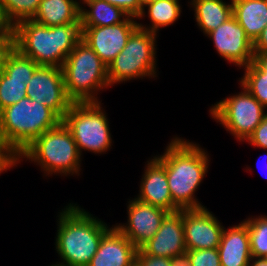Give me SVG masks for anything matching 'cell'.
I'll return each instance as SVG.
<instances>
[{"label":"cell","instance_id":"cell-40","mask_svg":"<svg viewBox=\"0 0 267 266\" xmlns=\"http://www.w3.org/2000/svg\"><path fill=\"white\" fill-rule=\"evenodd\" d=\"M264 156H265V155H264ZM266 156H267V154H266ZM263 160H264V159H263ZM265 160H266V164H265L266 166H265V167H266V169H267V159H265ZM259 162H260V161H259ZM259 162H258V163H259ZM258 163H257V164H258ZM258 165H259V164H258ZM265 167H264V168H265Z\"/></svg>","mask_w":267,"mask_h":266},{"label":"cell","instance_id":"cell-8","mask_svg":"<svg viewBox=\"0 0 267 266\" xmlns=\"http://www.w3.org/2000/svg\"><path fill=\"white\" fill-rule=\"evenodd\" d=\"M101 102L72 103L62 119L76 142L82 156L83 151L103 154L112 146L109 119Z\"/></svg>","mask_w":267,"mask_h":266},{"label":"cell","instance_id":"cell-31","mask_svg":"<svg viewBox=\"0 0 267 266\" xmlns=\"http://www.w3.org/2000/svg\"><path fill=\"white\" fill-rule=\"evenodd\" d=\"M135 263L137 266H170V258L146 254L137 249Z\"/></svg>","mask_w":267,"mask_h":266},{"label":"cell","instance_id":"cell-29","mask_svg":"<svg viewBox=\"0 0 267 266\" xmlns=\"http://www.w3.org/2000/svg\"><path fill=\"white\" fill-rule=\"evenodd\" d=\"M19 165V155L0 136V174Z\"/></svg>","mask_w":267,"mask_h":266},{"label":"cell","instance_id":"cell-1","mask_svg":"<svg viewBox=\"0 0 267 266\" xmlns=\"http://www.w3.org/2000/svg\"><path fill=\"white\" fill-rule=\"evenodd\" d=\"M163 154L155 155L164 165L173 203L180 210L201 209L195 192L208 172L210 156L195 142L177 136L170 139Z\"/></svg>","mask_w":267,"mask_h":266},{"label":"cell","instance_id":"cell-5","mask_svg":"<svg viewBox=\"0 0 267 266\" xmlns=\"http://www.w3.org/2000/svg\"><path fill=\"white\" fill-rule=\"evenodd\" d=\"M61 121L52 109L25 97L0 111V136L19 155Z\"/></svg>","mask_w":267,"mask_h":266},{"label":"cell","instance_id":"cell-13","mask_svg":"<svg viewBox=\"0 0 267 266\" xmlns=\"http://www.w3.org/2000/svg\"><path fill=\"white\" fill-rule=\"evenodd\" d=\"M206 36L212 39L220 57L235 64L239 69L253 61V42L233 16Z\"/></svg>","mask_w":267,"mask_h":266},{"label":"cell","instance_id":"cell-32","mask_svg":"<svg viewBox=\"0 0 267 266\" xmlns=\"http://www.w3.org/2000/svg\"><path fill=\"white\" fill-rule=\"evenodd\" d=\"M14 25L7 18L0 2V44H13Z\"/></svg>","mask_w":267,"mask_h":266},{"label":"cell","instance_id":"cell-19","mask_svg":"<svg viewBox=\"0 0 267 266\" xmlns=\"http://www.w3.org/2000/svg\"><path fill=\"white\" fill-rule=\"evenodd\" d=\"M217 249L221 266H249L252 256L247 225L241 221L224 228Z\"/></svg>","mask_w":267,"mask_h":266},{"label":"cell","instance_id":"cell-24","mask_svg":"<svg viewBox=\"0 0 267 266\" xmlns=\"http://www.w3.org/2000/svg\"><path fill=\"white\" fill-rule=\"evenodd\" d=\"M179 3V0H156L152 4H149L141 11L137 20L144 19L147 15L151 23L148 24L149 26L138 23V27L157 34L160 28L163 29L173 25L180 18L182 12ZM146 9L148 12H146Z\"/></svg>","mask_w":267,"mask_h":266},{"label":"cell","instance_id":"cell-35","mask_svg":"<svg viewBox=\"0 0 267 266\" xmlns=\"http://www.w3.org/2000/svg\"><path fill=\"white\" fill-rule=\"evenodd\" d=\"M170 266H192L189 253L186 250L183 253L176 254L170 258Z\"/></svg>","mask_w":267,"mask_h":266},{"label":"cell","instance_id":"cell-2","mask_svg":"<svg viewBox=\"0 0 267 266\" xmlns=\"http://www.w3.org/2000/svg\"><path fill=\"white\" fill-rule=\"evenodd\" d=\"M57 217L55 250L62 262L51 266H87L111 227L75 203L65 206Z\"/></svg>","mask_w":267,"mask_h":266},{"label":"cell","instance_id":"cell-33","mask_svg":"<svg viewBox=\"0 0 267 266\" xmlns=\"http://www.w3.org/2000/svg\"><path fill=\"white\" fill-rule=\"evenodd\" d=\"M111 5L119 7L131 17L138 18L140 15L139 0H104Z\"/></svg>","mask_w":267,"mask_h":266},{"label":"cell","instance_id":"cell-6","mask_svg":"<svg viewBox=\"0 0 267 266\" xmlns=\"http://www.w3.org/2000/svg\"><path fill=\"white\" fill-rule=\"evenodd\" d=\"M65 91L73 103L101 102L98 92L109 88L108 66L82 39L62 65Z\"/></svg>","mask_w":267,"mask_h":266},{"label":"cell","instance_id":"cell-15","mask_svg":"<svg viewBox=\"0 0 267 266\" xmlns=\"http://www.w3.org/2000/svg\"><path fill=\"white\" fill-rule=\"evenodd\" d=\"M186 250L218 248L224 226L207 208L182 210Z\"/></svg>","mask_w":267,"mask_h":266},{"label":"cell","instance_id":"cell-38","mask_svg":"<svg viewBox=\"0 0 267 266\" xmlns=\"http://www.w3.org/2000/svg\"><path fill=\"white\" fill-rule=\"evenodd\" d=\"M249 266H267V260L265 258H252Z\"/></svg>","mask_w":267,"mask_h":266},{"label":"cell","instance_id":"cell-25","mask_svg":"<svg viewBox=\"0 0 267 266\" xmlns=\"http://www.w3.org/2000/svg\"><path fill=\"white\" fill-rule=\"evenodd\" d=\"M252 217L243 220L249 232L251 256L264 258L267 255V215Z\"/></svg>","mask_w":267,"mask_h":266},{"label":"cell","instance_id":"cell-7","mask_svg":"<svg viewBox=\"0 0 267 266\" xmlns=\"http://www.w3.org/2000/svg\"><path fill=\"white\" fill-rule=\"evenodd\" d=\"M157 35L139 27L131 34L121 53L108 65L110 87L129 80L158 76Z\"/></svg>","mask_w":267,"mask_h":266},{"label":"cell","instance_id":"cell-36","mask_svg":"<svg viewBox=\"0 0 267 266\" xmlns=\"http://www.w3.org/2000/svg\"><path fill=\"white\" fill-rule=\"evenodd\" d=\"M252 63L265 75H267V52L254 53Z\"/></svg>","mask_w":267,"mask_h":266},{"label":"cell","instance_id":"cell-20","mask_svg":"<svg viewBox=\"0 0 267 266\" xmlns=\"http://www.w3.org/2000/svg\"><path fill=\"white\" fill-rule=\"evenodd\" d=\"M232 16L254 43L267 25V0H232Z\"/></svg>","mask_w":267,"mask_h":266},{"label":"cell","instance_id":"cell-18","mask_svg":"<svg viewBox=\"0 0 267 266\" xmlns=\"http://www.w3.org/2000/svg\"><path fill=\"white\" fill-rule=\"evenodd\" d=\"M137 248L114 225L103 235L87 266H132Z\"/></svg>","mask_w":267,"mask_h":266},{"label":"cell","instance_id":"cell-10","mask_svg":"<svg viewBox=\"0 0 267 266\" xmlns=\"http://www.w3.org/2000/svg\"><path fill=\"white\" fill-rule=\"evenodd\" d=\"M27 97L52 109L61 119L73 103L66 94L62 68L39 65L26 84Z\"/></svg>","mask_w":267,"mask_h":266},{"label":"cell","instance_id":"cell-27","mask_svg":"<svg viewBox=\"0 0 267 266\" xmlns=\"http://www.w3.org/2000/svg\"><path fill=\"white\" fill-rule=\"evenodd\" d=\"M7 18L15 26L23 20H32L41 0H0Z\"/></svg>","mask_w":267,"mask_h":266},{"label":"cell","instance_id":"cell-22","mask_svg":"<svg viewBox=\"0 0 267 266\" xmlns=\"http://www.w3.org/2000/svg\"><path fill=\"white\" fill-rule=\"evenodd\" d=\"M88 6L87 7L84 6ZM129 17L122 9L104 0H80L81 27L112 26Z\"/></svg>","mask_w":267,"mask_h":266},{"label":"cell","instance_id":"cell-14","mask_svg":"<svg viewBox=\"0 0 267 266\" xmlns=\"http://www.w3.org/2000/svg\"><path fill=\"white\" fill-rule=\"evenodd\" d=\"M136 20L137 18L129 16L117 25L82 27V40L108 66L121 53L131 34L138 28Z\"/></svg>","mask_w":267,"mask_h":266},{"label":"cell","instance_id":"cell-30","mask_svg":"<svg viewBox=\"0 0 267 266\" xmlns=\"http://www.w3.org/2000/svg\"><path fill=\"white\" fill-rule=\"evenodd\" d=\"M245 142L259 149L267 150V114Z\"/></svg>","mask_w":267,"mask_h":266},{"label":"cell","instance_id":"cell-39","mask_svg":"<svg viewBox=\"0 0 267 266\" xmlns=\"http://www.w3.org/2000/svg\"><path fill=\"white\" fill-rule=\"evenodd\" d=\"M156 0H139L140 3V14L141 11L148 6L149 4H152L153 2H155Z\"/></svg>","mask_w":267,"mask_h":266},{"label":"cell","instance_id":"cell-26","mask_svg":"<svg viewBox=\"0 0 267 266\" xmlns=\"http://www.w3.org/2000/svg\"><path fill=\"white\" fill-rule=\"evenodd\" d=\"M243 68L245 72L239 84H242L267 110V75L252 62Z\"/></svg>","mask_w":267,"mask_h":266},{"label":"cell","instance_id":"cell-17","mask_svg":"<svg viewBox=\"0 0 267 266\" xmlns=\"http://www.w3.org/2000/svg\"><path fill=\"white\" fill-rule=\"evenodd\" d=\"M141 249L148 255L167 258L185 252L182 210L168 213L159 230Z\"/></svg>","mask_w":267,"mask_h":266},{"label":"cell","instance_id":"cell-11","mask_svg":"<svg viewBox=\"0 0 267 266\" xmlns=\"http://www.w3.org/2000/svg\"><path fill=\"white\" fill-rule=\"evenodd\" d=\"M0 75V111L27 97L26 84L39 66L10 46L3 56Z\"/></svg>","mask_w":267,"mask_h":266},{"label":"cell","instance_id":"cell-37","mask_svg":"<svg viewBox=\"0 0 267 266\" xmlns=\"http://www.w3.org/2000/svg\"><path fill=\"white\" fill-rule=\"evenodd\" d=\"M13 44H0V75L3 71V56L5 54V51L12 46Z\"/></svg>","mask_w":267,"mask_h":266},{"label":"cell","instance_id":"cell-16","mask_svg":"<svg viewBox=\"0 0 267 266\" xmlns=\"http://www.w3.org/2000/svg\"><path fill=\"white\" fill-rule=\"evenodd\" d=\"M147 162L140 182L139 195L135 198L169 213L179 211L172 200L165 165L156 156Z\"/></svg>","mask_w":267,"mask_h":266},{"label":"cell","instance_id":"cell-28","mask_svg":"<svg viewBox=\"0 0 267 266\" xmlns=\"http://www.w3.org/2000/svg\"><path fill=\"white\" fill-rule=\"evenodd\" d=\"M192 266H221L217 248L187 250Z\"/></svg>","mask_w":267,"mask_h":266},{"label":"cell","instance_id":"cell-12","mask_svg":"<svg viewBox=\"0 0 267 266\" xmlns=\"http://www.w3.org/2000/svg\"><path fill=\"white\" fill-rule=\"evenodd\" d=\"M127 223L114 225L132 244L140 249L153 238L159 230L168 211L142 202L137 198L130 199L127 205Z\"/></svg>","mask_w":267,"mask_h":266},{"label":"cell","instance_id":"cell-9","mask_svg":"<svg viewBox=\"0 0 267 266\" xmlns=\"http://www.w3.org/2000/svg\"><path fill=\"white\" fill-rule=\"evenodd\" d=\"M240 86L241 92L216 102L210 107L209 113L237 142H244L261 123L267 111L242 84Z\"/></svg>","mask_w":267,"mask_h":266},{"label":"cell","instance_id":"cell-34","mask_svg":"<svg viewBox=\"0 0 267 266\" xmlns=\"http://www.w3.org/2000/svg\"><path fill=\"white\" fill-rule=\"evenodd\" d=\"M253 52L254 53L267 52V25L262 30L259 37L253 43Z\"/></svg>","mask_w":267,"mask_h":266},{"label":"cell","instance_id":"cell-23","mask_svg":"<svg viewBox=\"0 0 267 266\" xmlns=\"http://www.w3.org/2000/svg\"><path fill=\"white\" fill-rule=\"evenodd\" d=\"M188 3L205 36L232 17V0L227 3L224 0H190Z\"/></svg>","mask_w":267,"mask_h":266},{"label":"cell","instance_id":"cell-4","mask_svg":"<svg viewBox=\"0 0 267 266\" xmlns=\"http://www.w3.org/2000/svg\"><path fill=\"white\" fill-rule=\"evenodd\" d=\"M24 158L40 166L44 176H78L81 172L82 156L71 132L62 121L26 147L19 154V163Z\"/></svg>","mask_w":267,"mask_h":266},{"label":"cell","instance_id":"cell-3","mask_svg":"<svg viewBox=\"0 0 267 266\" xmlns=\"http://www.w3.org/2000/svg\"><path fill=\"white\" fill-rule=\"evenodd\" d=\"M82 39L81 22L43 26L23 20L14 26L13 47L38 65L62 68L69 53Z\"/></svg>","mask_w":267,"mask_h":266},{"label":"cell","instance_id":"cell-21","mask_svg":"<svg viewBox=\"0 0 267 266\" xmlns=\"http://www.w3.org/2000/svg\"><path fill=\"white\" fill-rule=\"evenodd\" d=\"M32 20L48 27L77 24L80 21V0H41Z\"/></svg>","mask_w":267,"mask_h":266}]
</instances>
